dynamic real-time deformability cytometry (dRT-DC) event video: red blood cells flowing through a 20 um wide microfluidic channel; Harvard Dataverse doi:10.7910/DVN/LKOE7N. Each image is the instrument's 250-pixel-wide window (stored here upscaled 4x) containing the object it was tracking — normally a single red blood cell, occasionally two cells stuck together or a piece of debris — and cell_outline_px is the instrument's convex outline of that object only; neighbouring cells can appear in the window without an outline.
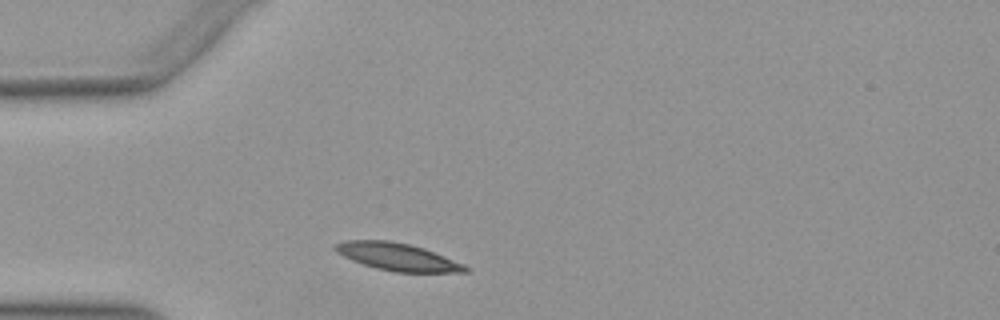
{"species": "Egyptian fruit bat (a non-hibernating species)", "species_latin": "Rousettus aegyptiacus", "temperature_condition": "warm", "stored_images_in_passage": 30, "camera_frame_rate_fps": 3000, "um_per_image_px": 0.085, "animal": {"sex": "female"}, "frame": {"image": 1, "passage_image": 3, "time_ms": 0.667, "image_size_px": [1000, 320], "cell_outline_px": [[468, 272], [392, 272], [376, 268], [352, 260], [336, 252], [332, 248], [332, 244], [344, 240], [388, 240], [408, 244], [424, 248], [464, 264], [468, 268]], "centroid_in_image_um": [33.73, 21.82], "position_along_channel_um": 51.3, "area_um2": 20.81}}
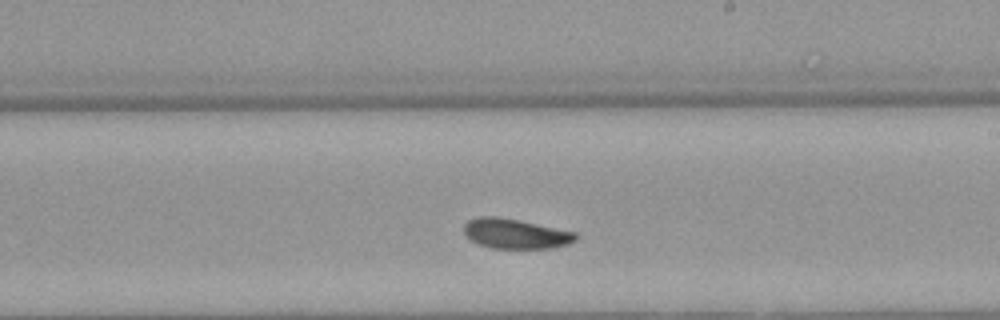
{"frame": {"image": 2, "passage_image": 19, "time_ms": 6.0, "image_size_px": [1000, 320], "cell_outline_px": [[576, 240], [568, 244], [552, 248], [492, 248], [480, 244], [472, 240], [464, 232], [464, 224], [468, 220], [480, 216], [496, 216], [520, 220], [576, 232]], "centroid_in_image_um": [43.82, 19.85], "position_along_channel_um": 245.2, "area_um2": 19.36}}
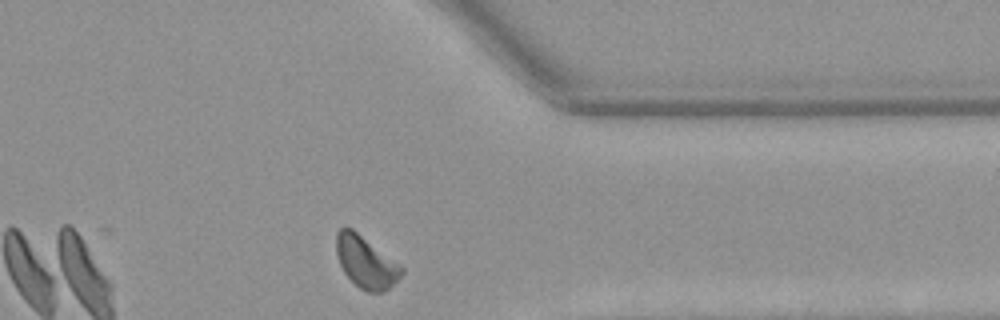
{"frame": {"image": 3, "passage_image": 30, "time_ms": 9.667, "image_size_px": [1000, 320], "cell_outline_px": [[404, 272], [388, 288], [380, 292], [368, 292], [360, 288], [344, 272], [340, 264], [336, 252], [336, 232], [344, 224], [352, 228], [404, 268]], "centroid_in_image_um": [31.06, 22.24], "position_along_channel_um": 380.3, "area_um2": 19.36}, "authors_computed_cell_mechanics": {"area_um2": 19.7965, "velocity_mm_per_s": 3.89, "shape_relaxation_time_tau1_ms": 2.3774, "shape_relaxation_time_tau2_ms": 10.9474, "deformation_change_tau1": 0.1061, "deformation_change_tau2": 0.1604}}